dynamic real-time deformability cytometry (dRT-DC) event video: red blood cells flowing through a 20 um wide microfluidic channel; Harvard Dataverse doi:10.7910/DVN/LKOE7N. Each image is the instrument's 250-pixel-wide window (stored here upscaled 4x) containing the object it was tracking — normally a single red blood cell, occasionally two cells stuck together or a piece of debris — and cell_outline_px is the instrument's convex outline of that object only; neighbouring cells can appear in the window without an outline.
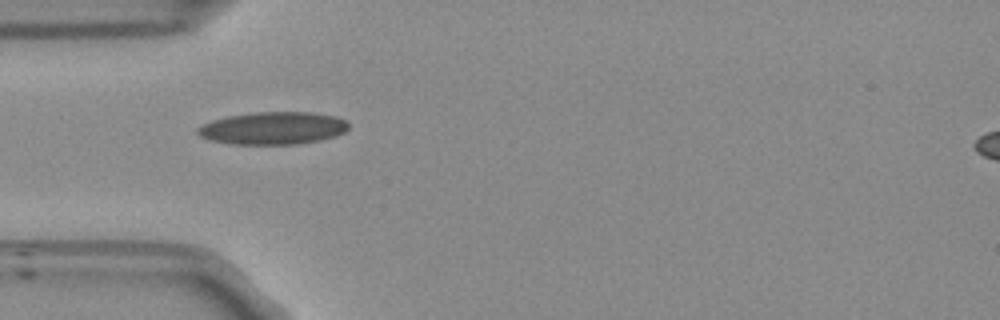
{"species": "Egyptian fruit bat (a non-hibernating species)", "species_latin": "Rousettus aegyptiacus", "temperature_condition": "room temperature", "stored_images_in_passage": 38, "camera_frame_rate_fps": 3000, "um_per_image_px": 0.085, "frame": {"image": 1, "passage_image": 1, "time_ms": 0.0, "image_size_px": [1000, 320], "cell_outline_px": [[348, 128], [344, 132], [336, 136], [320, 140], [296, 144], [232, 144], [208, 140], [200, 136], [196, 132], [196, 128], [200, 124], [224, 116], [252, 112], [312, 112], [336, 116], [344, 120], [348, 124]], "centroid_in_image_um": [23.15, 10.89], "position_along_channel_um": 61.9, "area_um2": 28.96}}
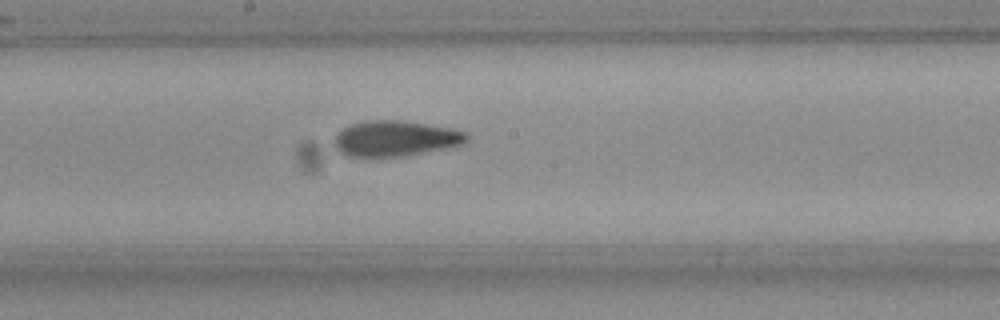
{"frame": {"image": 2, "passage_image": 13, "time_ms": 4.0, "image_size_px": [1000, 320], "cell_outline_px": [[468, 140], [464, 144], [452, 148], [404, 156], [348, 156], [340, 152], [332, 144], [332, 140], [344, 128], [352, 124], [364, 120], [404, 120], [452, 128], [464, 132], [468, 136]], "centroid_in_image_um": [33.64, 11.77], "position_along_channel_um": 214.6, "area_um2": 27.74}}
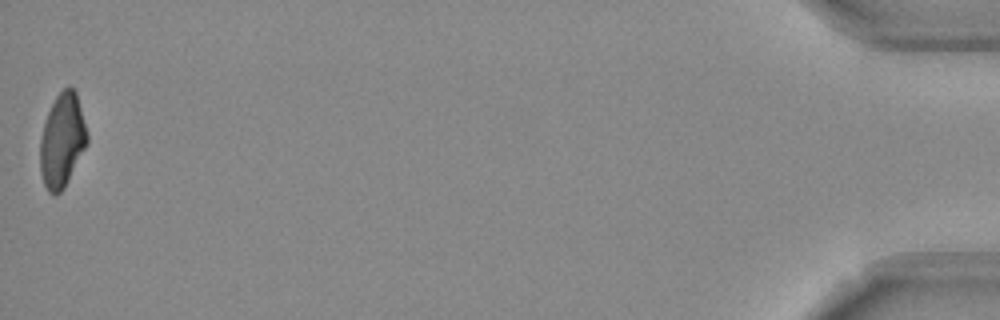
{"frame": {"image": 3, "passage_image": 38, "time_ms": 12.333, "image_size_px": [1000, 320], "cell_outline_px": [[88, 144], [64, 188], [56, 196], [48, 192], [44, 184], [40, 172], [40, 136], [48, 112], [56, 96], [68, 84], [76, 92], [88, 136]], "centroid_in_image_um": [5.28, 11.96], "position_along_channel_um": 429.9, "area_um2": 25.72}, "authors_computed_cell_mechanics": {"area_um2": 26.7614, "velocity_mm_per_s": 3.8172, "shape_relaxation_time_tau1_ms": null, "shape_relaxation_time_tau2_ms": 2.1807, "deformation_change_tau1": null, "deformation_change_tau2": 0.0853}}